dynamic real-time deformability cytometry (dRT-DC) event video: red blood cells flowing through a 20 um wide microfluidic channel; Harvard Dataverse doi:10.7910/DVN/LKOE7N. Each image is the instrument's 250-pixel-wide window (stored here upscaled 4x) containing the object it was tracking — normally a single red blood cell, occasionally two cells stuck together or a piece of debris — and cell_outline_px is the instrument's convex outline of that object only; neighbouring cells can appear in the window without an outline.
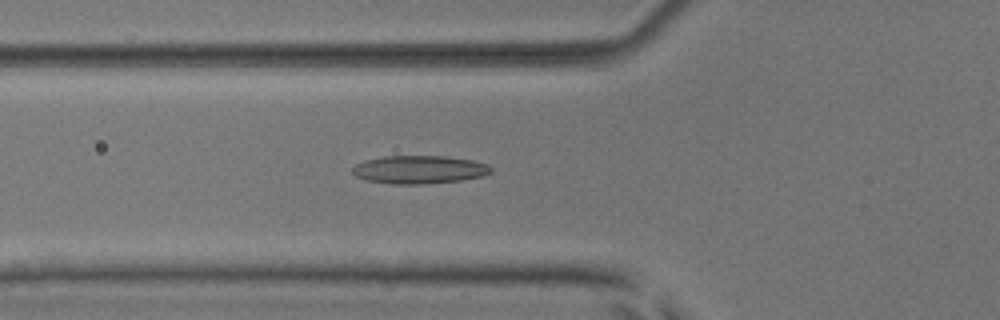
{"species": "common noctule bat (a hibernating species)", "species_latin": "Nyctalus noctula", "temperature_condition": "room temperature", "stored_images_in_passage": 54, "camera_frame_rate_fps": 3000, "um_per_image_px": 0.085, "animal": {"sex": "male", "body_mass_g": 17.9, "forearm_length_mm": 54.2}, "frame": {"image": 1, "passage_image": 20, "time_ms": 6.333, "image_size_px": [1000, 320], "cell_outline_px": [[492, 172], [484, 176], [460, 180], [424, 184], [392, 184], [368, 180], [356, 176], [352, 172], [352, 168], [356, 164], [364, 160], [384, 156], [444, 156], [472, 160], [488, 164], [492, 168]], "centroid_in_image_um": [35.65, 14.41], "position_along_channel_um": 90.2, "area_um2": 22.72}}
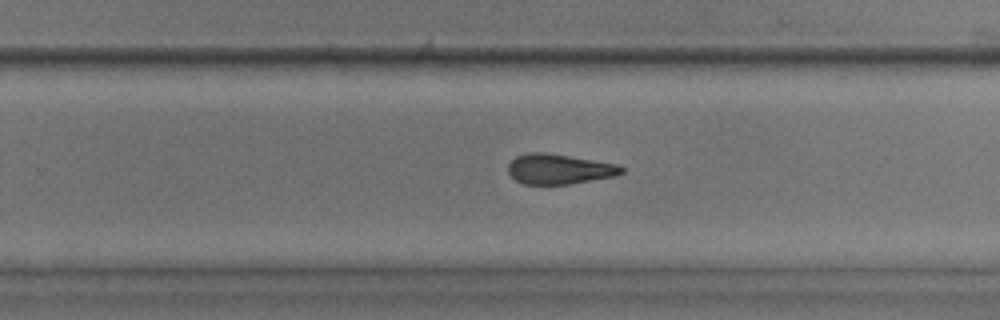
{"frame": {"image": 2, "passage_image": 35, "time_ms": 11.333, "image_size_px": [1000, 320], "cell_outline_px": [[624, 172], [616, 176], [568, 184], [524, 184], [516, 180], [508, 172], [508, 164], [516, 156], [528, 152], [544, 152], [616, 164], [624, 168]], "centroid_in_image_um": [47.51, 14.37], "position_along_channel_um": 282.3, "area_um2": 19.71}}
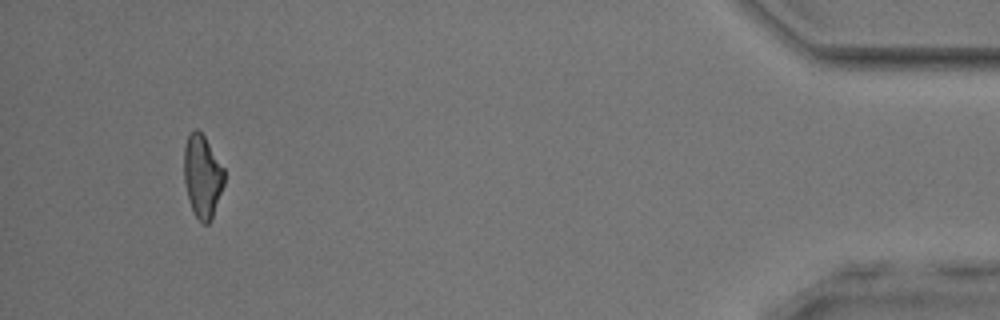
{"frame": {"image": 3, "passage_image": 51, "time_ms": 16.667, "image_size_px": [1000, 320], "cell_outline_px": [[224, 184], [212, 220], [208, 224], [204, 224], [196, 216], [188, 200], [184, 180], [184, 148], [188, 132], [196, 128], [204, 136], [224, 168]], "centroid_in_image_um": [17.2, 14.97], "position_along_channel_um": 418.0, "area_um2": 19.48}, "authors_computed_cell_mechanics": {"area_um2": 20.9814, "velocity_mm_per_s": 3.8553, "shape_relaxation_time_tau1_ms": null, "shape_relaxation_time_tau2_ms": 4.7199, "deformation_change_tau1": null, "deformation_change_tau2": 0.1492}}